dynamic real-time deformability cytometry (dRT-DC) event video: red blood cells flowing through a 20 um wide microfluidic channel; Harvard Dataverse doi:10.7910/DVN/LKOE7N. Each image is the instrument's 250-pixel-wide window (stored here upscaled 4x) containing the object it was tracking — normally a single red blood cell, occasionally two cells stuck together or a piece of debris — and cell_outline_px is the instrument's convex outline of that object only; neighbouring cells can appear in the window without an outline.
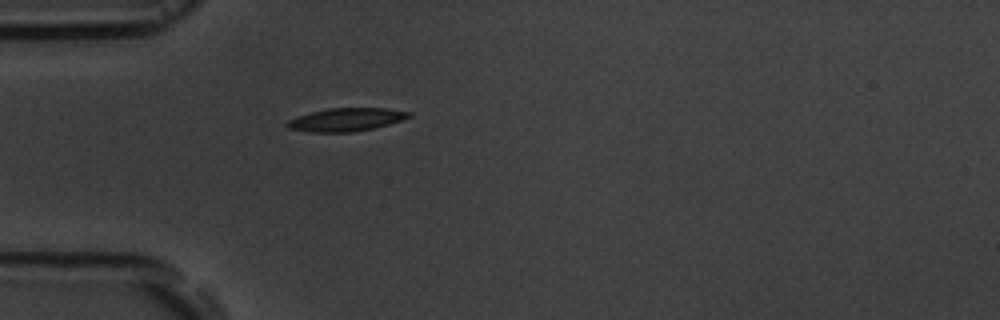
{"species": "common noctule bat (a hibernating species)", "species_latin": "Nyctalus noctula", "temperature_condition": "room temperature", "stored_images_in_passage": 1, "camera_frame_rate_fps": 3000, "um_per_image_px": 0.085, "animal": {"sex": "male", "body_mass_g": 19.5, "forearm_length_mm": 54.6}, "frame": {"image": 1, "passage_image": 1, "time_ms": 0.0, "image_size_px": [1000, 320], "cell_outline_px": [[412, 116], [388, 124], [372, 128], [352, 132], [308, 132], [288, 128], [284, 124], [288, 120], [296, 116], [328, 108], [384, 108], [412, 112]], "centroid_in_image_um": [29.38, 10.16], "position_along_channel_um": 55.6, "area_um2": 16.36}}